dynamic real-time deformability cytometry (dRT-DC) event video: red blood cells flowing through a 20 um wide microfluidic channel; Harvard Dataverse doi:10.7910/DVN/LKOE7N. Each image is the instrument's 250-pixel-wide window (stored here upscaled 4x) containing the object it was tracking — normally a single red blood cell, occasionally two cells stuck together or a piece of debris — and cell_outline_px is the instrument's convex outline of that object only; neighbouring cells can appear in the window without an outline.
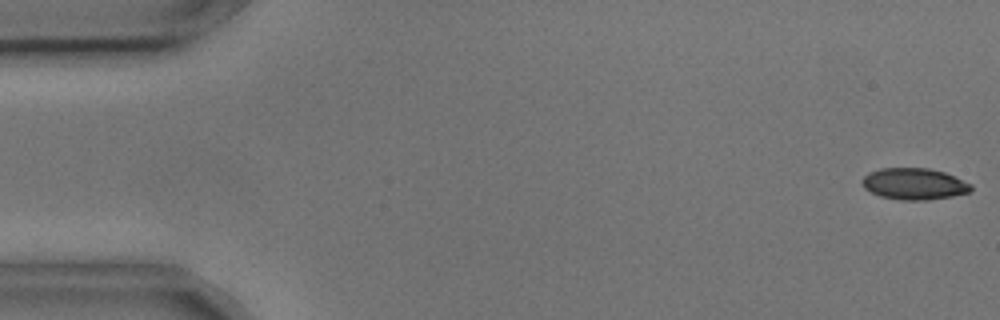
{"species": "common noctule bat (a hibernating species)", "species_latin": "Nyctalus noctula", "temperature_condition": "cold", "stored_images_in_passage": 4, "camera_frame_rate_fps": 3000, "um_per_image_px": 0.085, "animal": {"sex": "male", "body_mass_g": 17.9, "forearm_length_mm": 54.2}, "frame": {"image": 1, "passage_image": 1, "time_ms": 0.0, "image_size_px": [1000, 320], "cell_outline_px": [[972, 188], [968, 192], [952, 196], [928, 200], [900, 200], [880, 196], [864, 188], [864, 176], [868, 172], [880, 168], [928, 168], [944, 172], [972, 184]], "centroid_in_image_um": [77.71, 15.63], "position_along_channel_um": 7.3, "area_um2": 19.83}}
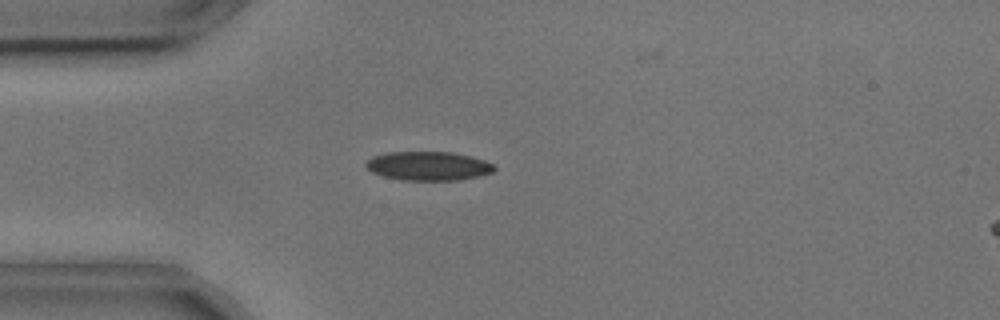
{"frame": {"image": 2, "passage_image": 4, "time_ms": 1.0, "image_size_px": [1000, 320], "cell_outline_px": [[496, 168], [492, 172], [476, 176], [456, 180], [400, 180], [384, 176], [372, 172], [364, 164], [372, 156], [388, 152], [452, 152], [484, 160], [492, 164]], "centroid_in_image_um": [36.37, 14.1], "position_along_channel_um": 48.6, "area_um2": 21.39}}